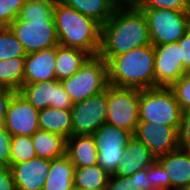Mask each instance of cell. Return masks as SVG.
<instances>
[{"label": "cell", "mask_w": 190, "mask_h": 190, "mask_svg": "<svg viewBox=\"0 0 190 190\" xmlns=\"http://www.w3.org/2000/svg\"><path fill=\"white\" fill-rule=\"evenodd\" d=\"M147 18L139 7H117L101 26L98 55L107 63L115 56L150 45Z\"/></svg>", "instance_id": "cell-1"}, {"label": "cell", "mask_w": 190, "mask_h": 190, "mask_svg": "<svg viewBox=\"0 0 190 190\" xmlns=\"http://www.w3.org/2000/svg\"><path fill=\"white\" fill-rule=\"evenodd\" d=\"M54 7L26 1L19 17L8 26L27 54L59 45L53 19Z\"/></svg>", "instance_id": "cell-2"}, {"label": "cell", "mask_w": 190, "mask_h": 190, "mask_svg": "<svg viewBox=\"0 0 190 190\" xmlns=\"http://www.w3.org/2000/svg\"><path fill=\"white\" fill-rule=\"evenodd\" d=\"M53 19L59 45L98 55L101 25L97 21L61 2L53 8Z\"/></svg>", "instance_id": "cell-3"}, {"label": "cell", "mask_w": 190, "mask_h": 190, "mask_svg": "<svg viewBox=\"0 0 190 190\" xmlns=\"http://www.w3.org/2000/svg\"><path fill=\"white\" fill-rule=\"evenodd\" d=\"M153 44L113 57L108 64L109 85L144 90L154 88Z\"/></svg>", "instance_id": "cell-4"}, {"label": "cell", "mask_w": 190, "mask_h": 190, "mask_svg": "<svg viewBox=\"0 0 190 190\" xmlns=\"http://www.w3.org/2000/svg\"><path fill=\"white\" fill-rule=\"evenodd\" d=\"M182 111L170 87L140 90L139 121L174 126L179 130Z\"/></svg>", "instance_id": "cell-5"}, {"label": "cell", "mask_w": 190, "mask_h": 190, "mask_svg": "<svg viewBox=\"0 0 190 190\" xmlns=\"http://www.w3.org/2000/svg\"><path fill=\"white\" fill-rule=\"evenodd\" d=\"M60 82L73 104L81 102L107 89L108 64L99 55L90 56L76 74Z\"/></svg>", "instance_id": "cell-6"}, {"label": "cell", "mask_w": 190, "mask_h": 190, "mask_svg": "<svg viewBox=\"0 0 190 190\" xmlns=\"http://www.w3.org/2000/svg\"><path fill=\"white\" fill-rule=\"evenodd\" d=\"M140 9L147 18L149 36L153 45L176 43L190 29V11Z\"/></svg>", "instance_id": "cell-7"}, {"label": "cell", "mask_w": 190, "mask_h": 190, "mask_svg": "<svg viewBox=\"0 0 190 190\" xmlns=\"http://www.w3.org/2000/svg\"><path fill=\"white\" fill-rule=\"evenodd\" d=\"M139 99V89L109 85L106 122L134 134L139 123Z\"/></svg>", "instance_id": "cell-8"}, {"label": "cell", "mask_w": 190, "mask_h": 190, "mask_svg": "<svg viewBox=\"0 0 190 190\" xmlns=\"http://www.w3.org/2000/svg\"><path fill=\"white\" fill-rule=\"evenodd\" d=\"M92 137L98 150V164L110 175L114 174L133 133L105 122Z\"/></svg>", "instance_id": "cell-9"}, {"label": "cell", "mask_w": 190, "mask_h": 190, "mask_svg": "<svg viewBox=\"0 0 190 190\" xmlns=\"http://www.w3.org/2000/svg\"><path fill=\"white\" fill-rule=\"evenodd\" d=\"M72 135H92L107 115V89L73 104Z\"/></svg>", "instance_id": "cell-10"}, {"label": "cell", "mask_w": 190, "mask_h": 190, "mask_svg": "<svg viewBox=\"0 0 190 190\" xmlns=\"http://www.w3.org/2000/svg\"><path fill=\"white\" fill-rule=\"evenodd\" d=\"M18 92L38 110L50 106L63 110H71L73 107L68 93L57 79L24 83Z\"/></svg>", "instance_id": "cell-11"}, {"label": "cell", "mask_w": 190, "mask_h": 190, "mask_svg": "<svg viewBox=\"0 0 190 190\" xmlns=\"http://www.w3.org/2000/svg\"><path fill=\"white\" fill-rule=\"evenodd\" d=\"M154 87H171L182 75L187 73L180 54L179 43L153 45Z\"/></svg>", "instance_id": "cell-12"}, {"label": "cell", "mask_w": 190, "mask_h": 190, "mask_svg": "<svg viewBox=\"0 0 190 190\" xmlns=\"http://www.w3.org/2000/svg\"><path fill=\"white\" fill-rule=\"evenodd\" d=\"M133 136L144 143L156 158L179 148L178 130L174 126L139 121Z\"/></svg>", "instance_id": "cell-13"}, {"label": "cell", "mask_w": 190, "mask_h": 190, "mask_svg": "<svg viewBox=\"0 0 190 190\" xmlns=\"http://www.w3.org/2000/svg\"><path fill=\"white\" fill-rule=\"evenodd\" d=\"M39 110L34 108L19 92H16L8 105L3 123L12 135L32 136L39 128Z\"/></svg>", "instance_id": "cell-14"}, {"label": "cell", "mask_w": 190, "mask_h": 190, "mask_svg": "<svg viewBox=\"0 0 190 190\" xmlns=\"http://www.w3.org/2000/svg\"><path fill=\"white\" fill-rule=\"evenodd\" d=\"M50 160L35 157L10 166L17 190H43Z\"/></svg>", "instance_id": "cell-15"}, {"label": "cell", "mask_w": 190, "mask_h": 190, "mask_svg": "<svg viewBox=\"0 0 190 190\" xmlns=\"http://www.w3.org/2000/svg\"><path fill=\"white\" fill-rule=\"evenodd\" d=\"M156 161L170 179V190H184L190 185V155L186 149L178 148L157 157Z\"/></svg>", "instance_id": "cell-16"}, {"label": "cell", "mask_w": 190, "mask_h": 190, "mask_svg": "<svg viewBox=\"0 0 190 190\" xmlns=\"http://www.w3.org/2000/svg\"><path fill=\"white\" fill-rule=\"evenodd\" d=\"M56 47L28 53L25 57L24 83L56 79Z\"/></svg>", "instance_id": "cell-17"}, {"label": "cell", "mask_w": 190, "mask_h": 190, "mask_svg": "<svg viewBox=\"0 0 190 190\" xmlns=\"http://www.w3.org/2000/svg\"><path fill=\"white\" fill-rule=\"evenodd\" d=\"M123 156L113 175L129 177L139 170L148 168L156 161V157L148 147L134 136L124 148Z\"/></svg>", "instance_id": "cell-18"}, {"label": "cell", "mask_w": 190, "mask_h": 190, "mask_svg": "<svg viewBox=\"0 0 190 190\" xmlns=\"http://www.w3.org/2000/svg\"><path fill=\"white\" fill-rule=\"evenodd\" d=\"M66 156L75 167L98 164V150L92 135H72L66 142Z\"/></svg>", "instance_id": "cell-19"}, {"label": "cell", "mask_w": 190, "mask_h": 190, "mask_svg": "<svg viewBox=\"0 0 190 190\" xmlns=\"http://www.w3.org/2000/svg\"><path fill=\"white\" fill-rule=\"evenodd\" d=\"M90 55L82 50L56 46L55 76L58 81L76 74Z\"/></svg>", "instance_id": "cell-20"}, {"label": "cell", "mask_w": 190, "mask_h": 190, "mask_svg": "<svg viewBox=\"0 0 190 190\" xmlns=\"http://www.w3.org/2000/svg\"><path fill=\"white\" fill-rule=\"evenodd\" d=\"M74 173L75 166L66 155L50 160L43 190H70L74 186Z\"/></svg>", "instance_id": "cell-21"}, {"label": "cell", "mask_w": 190, "mask_h": 190, "mask_svg": "<svg viewBox=\"0 0 190 190\" xmlns=\"http://www.w3.org/2000/svg\"><path fill=\"white\" fill-rule=\"evenodd\" d=\"M39 128L51 133L59 134L66 139L72 136L71 110L47 107L39 110Z\"/></svg>", "instance_id": "cell-22"}, {"label": "cell", "mask_w": 190, "mask_h": 190, "mask_svg": "<svg viewBox=\"0 0 190 190\" xmlns=\"http://www.w3.org/2000/svg\"><path fill=\"white\" fill-rule=\"evenodd\" d=\"M32 140L37 157L52 160L66 155L67 139L59 134L39 129Z\"/></svg>", "instance_id": "cell-23"}, {"label": "cell", "mask_w": 190, "mask_h": 190, "mask_svg": "<svg viewBox=\"0 0 190 190\" xmlns=\"http://www.w3.org/2000/svg\"><path fill=\"white\" fill-rule=\"evenodd\" d=\"M60 2L94 19L101 26L108 21L117 8L111 0H60Z\"/></svg>", "instance_id": "cell-24"}, {"label": "cell", "mask_w": 190, "mask_h": 190, "mask_svg": "<svg viewBox=\"0 0 190 190\" xmlns=\"http://www.w3.org/2000/svg\"><path fill=\"white\" fill-rule=\"evenodd\" d=\"M109 176L99 164L75 167L74 187L80 190H106Z\"/></svg>", "instance_id": "cell-25"}, {"label": "cell", "mask_w": 190, "mask_h": 190, "mask_svg": "<svg viewBox=\"0 0 190 190\" xmlns=\"http://www.w3.org/2000/svg\"><path fill=\"white\" fill-rule=\"evenodd\" d=\"M24 65L25 57L0 61V86L18 92L24 84Z\"/></svg>", "instance_id": "cell-26"}, {"label": "cell", "mask_w": 190, "mask_h": 190, "mask_svg": "<svg viewBox=\"0 0 190 190\" xmlns=\"http://www.w3.org/2000/svg\"><path fill=\"white\" fill-rule=\"evenodd\" d=\"M37 157L32 136L28 135H15L12 136L10 147V164L11 166L29 161Z\"/></svg>", "instance_id": "cell-27"}, {"label": "cell", "mask_w": 190, "mask_h": 190, "mask_svg": "<svg viewBox=\"0 0 190 190\" xmlns=\"http://www.w3.org/2000/svg\"><path fill=\"white\" fill-rule=\"evenodd\" d=\"M26 55L22 43L8 27H0V61Z\"/></svg>", "instance_id": "cell-28"}, {"label": "cell", "mask_w": 190, "mask_h": 190, "mask_svg": "<svg viewBox=\"0 0 190 190\" xmlns=\"http://www.w3.org/2000/svg\"><path fill=\"white\" fill-rule=\"evenodd\" d=\"M26 0H0V27H8L16 20Z\"/></svg>", "instance_id": "cell-29"}, {"label": "cell", "mask_w": 190, "mask_h": 190, "mask_svg": "<svg viewBox=\"0 0 190 190\" xmlns=\"http://www.w3.org/2000/svg\"><path fill=\"white\" fill-rule=\"evenodd\" d=\"M170 88L176 96L181 111H190V72L182 75Z\"/></svg>", "instance_id": "cell-30"}, {"label": "cell", "mask_w": 190, "mask_h": 190, "mask_svg": "<svg viewBox=\"0 0 190 190\" xmlns=\"http://www.w3.org/2000/svg\"><path fill=\"white\" fill-rule=\"evenodd\" d=\"M139 8L190 11L188 0H143Z\"/></svg>", "instance_id": "cell-31"}, {"label": "cell", "mask_w": 190, "mask_h": 190, "mask_svg": "<svg viewBox=\"0 0 190 190\" xmlns=\"http://www.w3.org/2000/svg\"><path fill=\"white\" fill-rule=\"evenodd\" d=\"M150 179L156 190H170V179L166 176L165 169L157 161L150 166Z\"/></svg>", "instance_id": "cell-32"}, {"label": "cell", "mask_w": 190, "mask_h": 190, "mask_svg": "<svg viewBox=\"0 0 190 190\" xmlns=\"http://www.w3.org/2000/svg\"><path fill=\"white\" fill-rule=\"evenodd\" d=\"M106 190H141L136 183V173L132 176L120 177L110 175Z\"/></svg>", "instance_id": "cell-33"}, {"label": "cell", "mask_w": 190, "mask_h": 190, "mask_svg": "<svg viewBox=\"0 0 190 190\" xmlns=\"http://www.w3.org/2000/svg\"><path fill=\"white\" fill-rule=\"evenodd\" d=\"M12 135L5 129L0 128V166H11L10 164V147Z\"/></svg>", "instance_id": "cell-34"}, {"label": "cell", "mask_w": 190, "mask_h": 190, "mask_svg": "<svg viewBox=\"0 0 190 190\" xmlns=\"http://www.w3.org/2000/svg\"><path fill=\"white\" fill-rule=\"evenodd\" d=\"M178 144L181 149L190 147V111L182 112L178 130Z\"/></svg>", "instance_id": "cell-35"}, {"label": "cell", "mask_w": 190, "mask_h": 190, "mask_svg": "<svg viewBox=\"0 0 190 190\" xmlns=\"http://www.w3.org/2000/svg\"><path fill=\"white\" fill-rule=\"evenodd\" d=\"M180 46V54L187 72H190V29L187 33L178 41Z\"/></svg>", "instance_id": "cell-36"}, {"label": "cell", "mask_w": 190, "mask_h": 190, "mask_svg": "<svg viewBox=\"0 0 190 190\" xmlns=\"http://www.w3.org/2000/svg\"><path fill=\"white\" fill-rule=\"evenodd\" d=\"M16 91L0 86V122L4 123L8 105Z\"/></svg>", "instance_id": "cell-37"}, {"label": "cell", "mask_w": 190, "mask_h": 190, "mask_svg": "<svg viewBox=\"0 0 190 190\" xmlns=\"http://www.w3.org/2000/svg\"><path fill=\"white\" fill-rule=\"evenodd\" d=\"M0 190H17L10 166H0Z\"/></svg>", "instance_id": "cell-38"}, {"label": "cell", "mask_w": 190, "mask_h": 190, "mask_svg": "<svg viewBox=\"0 0 190 190\" xmlns=\"http://www.w3.org/2000/svg\"><path fill=\"white\" fill-rule=\"evenodd\" d=\"M136 183L141 190H156L150 179V166L136 172Z\"/></svg>", "instance_id": "cell-39"}, {"label": "cell", "mask_w": 190, "mask_h": 190, "mask_svg": "<svg viewBox=\"0 0 190 190\" xmlns=\"http://www.w3.org/2000/svg\"><path fill=\"white\" fill-rule=\"evenodd\" d=\"M116 7H139L143 0H111Z\"/></svg>", "instance_id": "cell-40"}, {"label": "cell", "mask_w": 190, "mask_h": 190, "mask_svg": "<svg viewBox=\"0 0 190 190\" xmlns=\"http://www.w3.org/2000/svg\"><path fill=\"white\" fill-rule=\"evenodd\" d=\"M28 2H36V3H43L48 6H55L60 0H26Z\"/></svg>", "instance_id": "cell-41"}, {"label": "cell", "mask_w": 190, "mask_h": 190, "mask_svg": "<svg viewBox=\"0 0 190 190\" xmlns=\"http://www.w3.org/2000/svg\"><path fill=\"white\" fill-rule=\"evenodd\" d=\"M70 190H80V189L73 186Z\"/></svg>", "instance_id": "cell-42"}, {"label": "cell", "mask_w": 190, "mask_h": 190, "mask_svg": "<svg viewBox=\"0 0 190 190\" xmlns=\"http://www.w3.org/2000/svg\"><path fill=\"white\" fill-rule=\"evenodd\" d=\"M186 151H187L188 154L190 155V147L186 148Z\"/></svg>", "instance_id": "cell-43"}, {"label": "cell", "mask_w": 190, "mask_h": 190, "mask_svg": "<svg viewBox=\"0 0 190 190\" xmlns=\"http://www.w3.org/2000/svg\"><path fill=\"white\" fill-rule=\"evenodd\" d=\"M184 190H190V185L188 187H186Z\"/></svg>", "instance_id": "cell-44"}]
</instances>
